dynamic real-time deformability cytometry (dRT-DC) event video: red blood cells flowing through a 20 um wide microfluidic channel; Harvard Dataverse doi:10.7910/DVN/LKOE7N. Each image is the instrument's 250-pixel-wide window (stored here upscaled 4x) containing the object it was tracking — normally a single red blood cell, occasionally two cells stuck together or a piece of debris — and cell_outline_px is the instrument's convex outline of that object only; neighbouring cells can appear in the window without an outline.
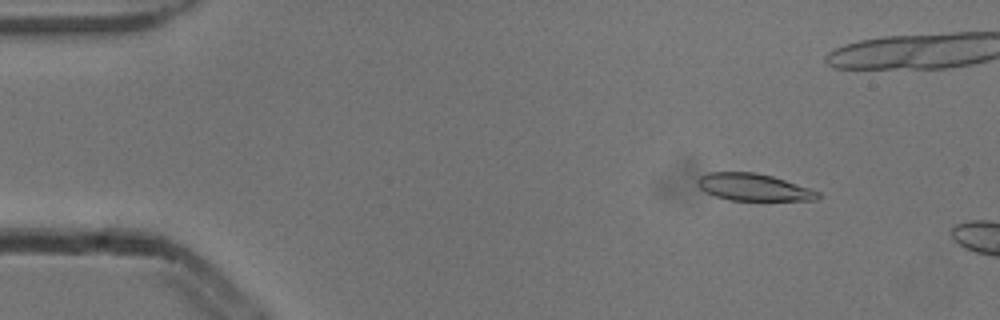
{"species": "common noctule bat (a hibernating species)", "species_latin": "Nyctalus noctula", "temperature_condition": "cold", "stored_images_in_passage": 3, "camera_frame_rate_fps": 3000, "um_per_image_px": 0.085, "animal": {"sex": "male", "body_mass_g": 13.3}, "frame": {"image": 1, "passage_image": 2, "time_ms": 0.333, "image_size_px": [1000, 320], "cell_outline_px": [[820, 196], [816, 200], [732, 200], [716, 196], [704, 192], [700, 188], [696, 180], [700, 176], [708, 172], [756, 172], [772, 176], [820, 192]], "centroid_in_image_um": [64.02, 15.91], "position_along_channel_um": 21.0, "area_um2": 18.84}}